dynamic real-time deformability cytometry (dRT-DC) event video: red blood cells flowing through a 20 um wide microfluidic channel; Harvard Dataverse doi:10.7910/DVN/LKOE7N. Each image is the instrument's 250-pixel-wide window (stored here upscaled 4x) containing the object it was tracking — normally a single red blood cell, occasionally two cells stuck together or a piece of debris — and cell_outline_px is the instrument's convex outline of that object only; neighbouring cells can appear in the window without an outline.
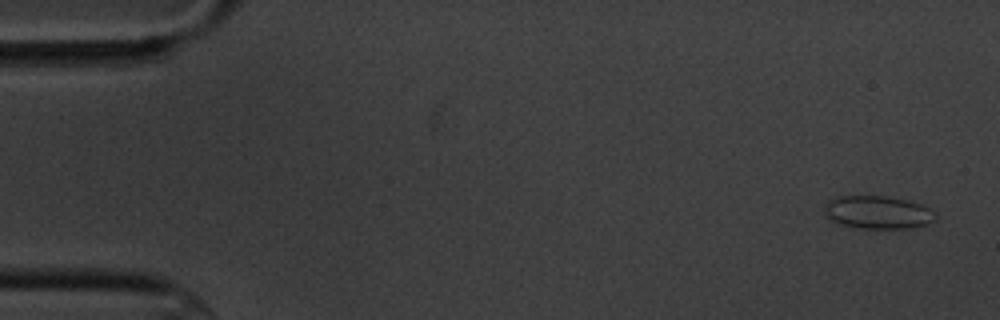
{"species": "common noctule bat (a hibernating species)", "species_latin": "Nyctalus noctula", "temperature_condition": "cold", "stored_images_in_passage": 5, "camera_frame_rate_fps": 3000, "um_per_image_px": 0.085, "animal": {"sex": "male", "body_mass_g": 20.1, "forearm_length_mm": 53.5}, "frame": {"image": 1, "passage_image": 1, "time_ms": 0.0, "image_size_px": [1000, 320], "cell_outline_px": [[936, 220], [928, 224], [916, 228], [860, 228], [836, 224], [824, 212], [824, 208], [828, 200], [836, 196], [884, 196], [908, 200], [920, 204], [936, 212]], "centroid_in_image_um": [74.63, 18.05], "position_along_channel_um": 10.4, "area_um2": 21.56}}
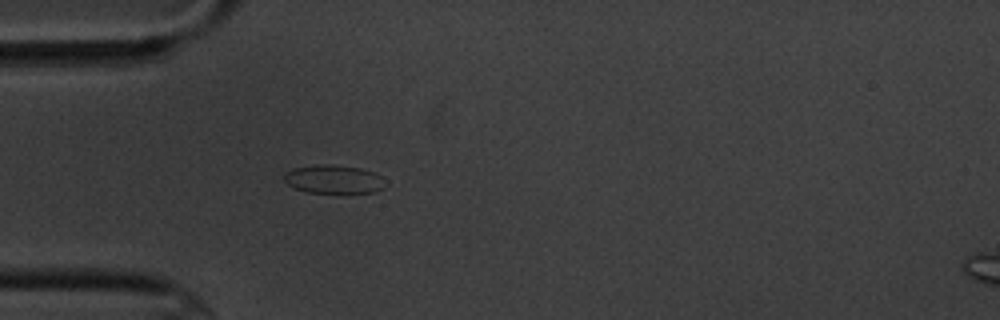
{"frame": {"image": 2, "passage_image": 5, "time_ms": 4.667, "image_size_px": [1000, 320], "cell_outline_px": [[388, 184], [384, 188], [376, 192], [304, 192], [288, 184], [284, 180], [284, 176], [288, 172], [296, 168], [316, 164], [328, 164], [360, 168], [372, 172], [388, 180]], "centroid_in_image_um": [28.43, 15.24], "position_along_channel_um": 56.6, "area_um2": 16.7}}